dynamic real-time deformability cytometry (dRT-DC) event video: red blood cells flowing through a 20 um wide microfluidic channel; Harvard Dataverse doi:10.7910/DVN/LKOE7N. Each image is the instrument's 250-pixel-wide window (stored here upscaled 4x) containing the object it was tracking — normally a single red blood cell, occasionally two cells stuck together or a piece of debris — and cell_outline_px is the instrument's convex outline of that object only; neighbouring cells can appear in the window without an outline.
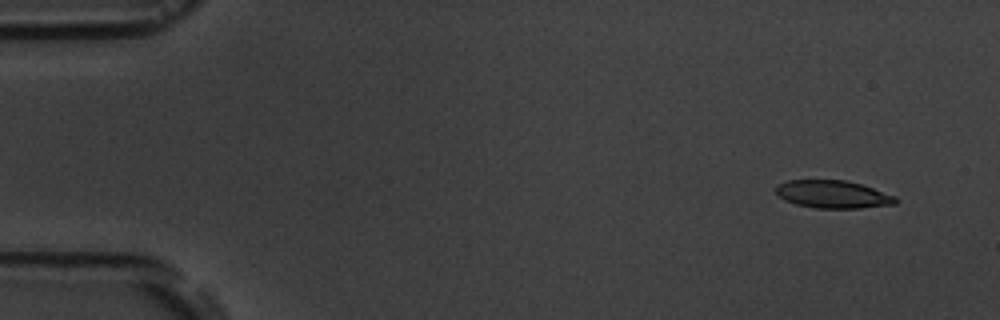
{"species": "common noctule bat (a hibernating species)", "species_latin": "Nyctalus noctula", "temperature_condition": "room temperature", "stored_images_in_passage": 7, "camera_frame_rate_fps": 3000, "um_per_image_px": 0.085, "animal": {"sex": "male", "body_mass_g": 19.5, "forearm_length_mm": 54.6}, "frame": {"image": 1, "passage_image": 1, "time_ms": 0.0, "image_size_px": [1000, 320], "cell_outline_px": [[900, 200], [896, 204], [860, 208], [816, 208], [796, 204], [784, 200], [776, 192], [776, 184], [788, 180], [844, 180], [860, 184], [896, 196]], "centroid_in_image_um": [70.81, 16.52], "position_along_channel_um": 14.2, "area_um2": 19.36}}
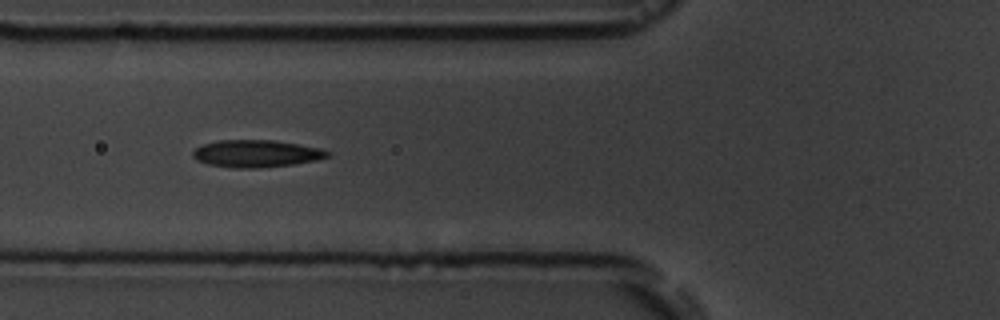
{"frame": {"image": 2, "passage_image": 6, "time_ms": 5.667, "image_size_px": [1000, 320], "cell_outline_px": [[332, 156], [316, 160], [292, 164], [260, 168], [236, 168], [208, 164], [196, 160], [192, 156], [192, 152], [196, 148], [204, 144], [220, 140], [276, 140], [324, 148], [332, 152]], "centroid_in_image_um": [21.85, 13.05], "position_along_channel_um": 103.9, "area_um2": 21.62}}
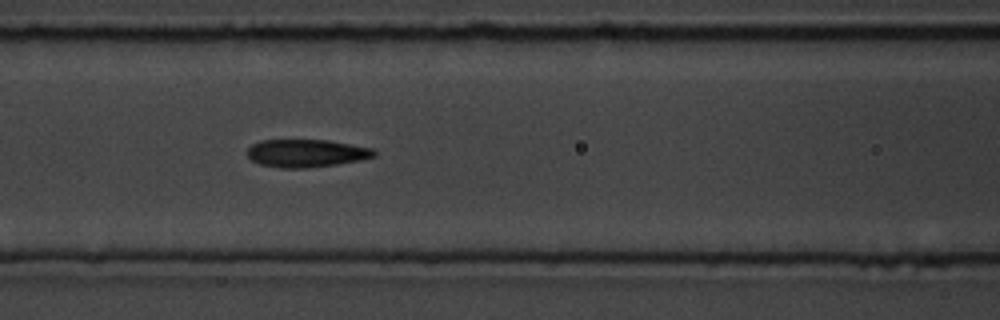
{"frame": {"image": 3, "passage_image": 7, "time_ms": 6.667, "image_size_px": [1000, 320], "cell_outline_px": [[376, 156], [360, 160], [336, 164], [304, 168], [280, 168], [260, 164], [252, 160], [248, 156], [248, 148], [252, 144], [260, 140], [328, 140], [372, 148], [376, 152]], "centroid_in_image_um": [26.03, 13.02], "position_along_channel_um": 140.6, "area_um2": 20.46}}